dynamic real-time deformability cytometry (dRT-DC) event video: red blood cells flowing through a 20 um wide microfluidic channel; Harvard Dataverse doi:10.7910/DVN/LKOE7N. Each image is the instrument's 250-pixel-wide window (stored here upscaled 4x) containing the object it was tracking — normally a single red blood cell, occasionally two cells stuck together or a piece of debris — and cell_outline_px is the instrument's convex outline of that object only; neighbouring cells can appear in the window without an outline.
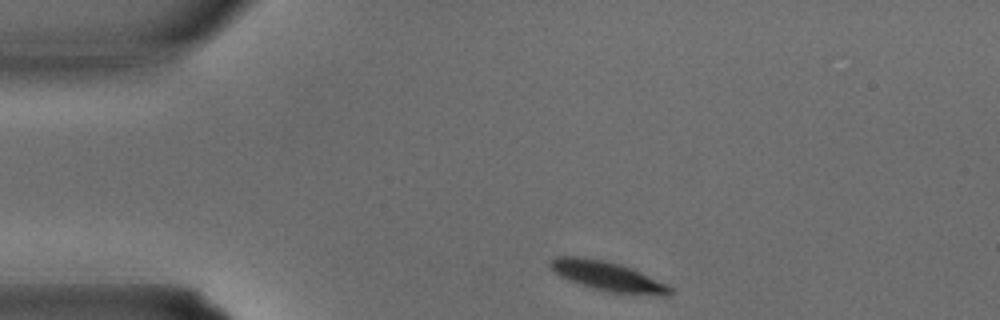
{"species": "common noctule bat (a hibernating species)", "species_latin": "Nyctalus noctula", "temperature_condition": "warm", "stored_images_in_passage": 24, "camera_frame_rate_fps": 3000, "um_per_image_px": 0.085, "animal": {"sex": "male", "body_mass_g": 15.6}, "frame": {"image": 1, "passage_image": 1, "time_ms": 0.0, "image_size_px": [1000, 320], "cell_outline_px": [[676, 292], [672, 296], [668, 296], [612, 292], [596, 288], [568, 280], [560, 276], [548, 268], [548, 260], [556, 256], [576, 256], [604, 260], [620, 264], [640, 272], [672, 288]], "centroid_in_image_um": [51.61, 23.46], "position_along_channel_um": 33.4, "area_um2": 20.4}}
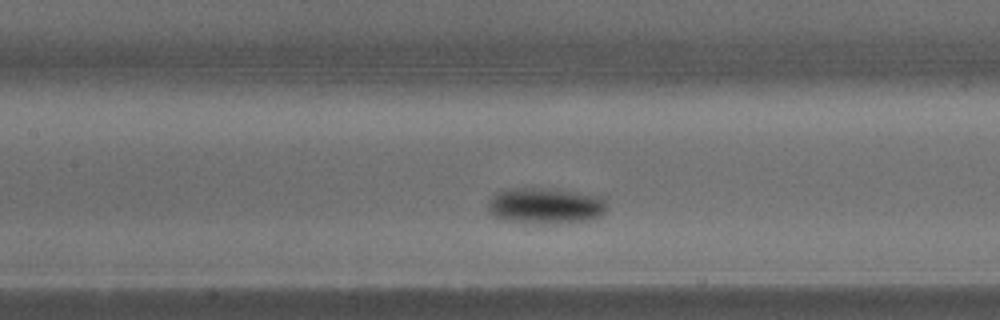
{"frame": {"image": 2, "passage_image": 10, "time_ms": 3.0, "image_size_px": [1000, 320], "cell_outline_px": [[608, 208], [600, 216], [588, 220], [552, 224], [536, 224], [500, 220], [492, 216], [488, 212], [488, 204], [496, 192], [508, 188], [556, 188], [600, 196], [608, 204]], "centroid_in_image_um": [46.35, 17.5], "position_along_channel_um": 161.1, "area_um2": 25.61}}
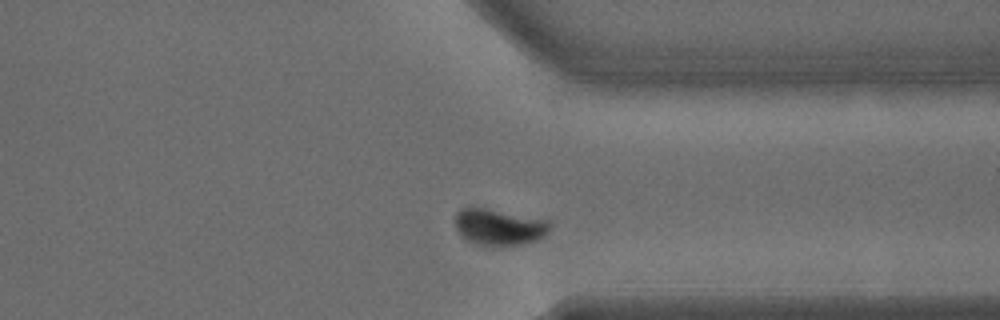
{"frame": {"image": 3, "passage_image": 21, "time_ms": 6.667, "image_size_px": [1000, 320], "cell_outline_px": [[548, 232], [544, 236], [536, 240], [524, 244], [492, 248], [476, 244], [468, 240], [456, 228], [456, 212], [460, 208], [484, 208], [548, 220]], "centroid_in_image_um": [42.41, 19.33], "position_along_channel_um": 369.0, "area_um2": 20.0}}